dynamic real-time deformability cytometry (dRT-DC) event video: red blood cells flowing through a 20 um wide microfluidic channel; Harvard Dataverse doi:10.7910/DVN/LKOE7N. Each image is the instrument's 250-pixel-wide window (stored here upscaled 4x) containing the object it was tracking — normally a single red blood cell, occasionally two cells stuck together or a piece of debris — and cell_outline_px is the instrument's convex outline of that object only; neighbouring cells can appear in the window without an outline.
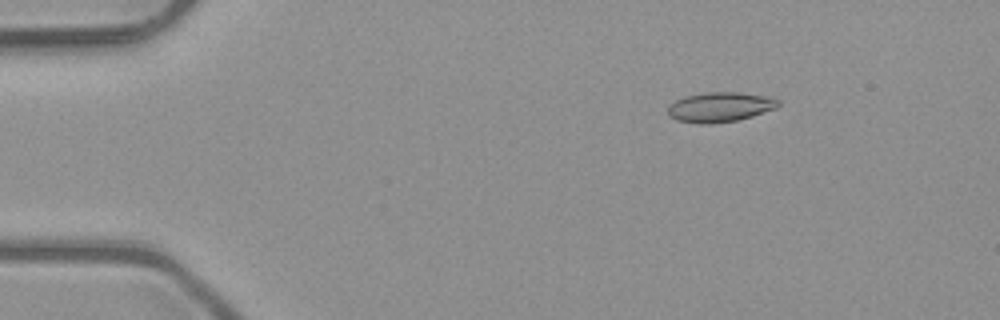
{"species": "common noctule bat (a hibernating species)", "species_latin": "Nyctalus noctula", "temperature_condition": "room temperature", "stored_images_in_passage": 3, "camera_frame_rate_fps": 3000, "um_per_image_px": 0.085, "animal": {"sex": "male", "body_mass_g": 23.1, "forearm_length_mm": 52.7}, "frame": {"image": 1, "passage_image": 1, "time_ms": 0.0, "image_size_px": [1000, 320], "cell_outline_px": [[780, 104], [776, 108], [752, 116], [736, 120], [712, 124], [700, 124], [676, 120], [668, 116], [668, 104], [684, 96], [704, 92], [736, 92], [772, 96], [780, 100]], "centroid_in_image_um": [61.19, 9.09], "position_along_channel_um": 23.8, "area_um2": 19.48}}